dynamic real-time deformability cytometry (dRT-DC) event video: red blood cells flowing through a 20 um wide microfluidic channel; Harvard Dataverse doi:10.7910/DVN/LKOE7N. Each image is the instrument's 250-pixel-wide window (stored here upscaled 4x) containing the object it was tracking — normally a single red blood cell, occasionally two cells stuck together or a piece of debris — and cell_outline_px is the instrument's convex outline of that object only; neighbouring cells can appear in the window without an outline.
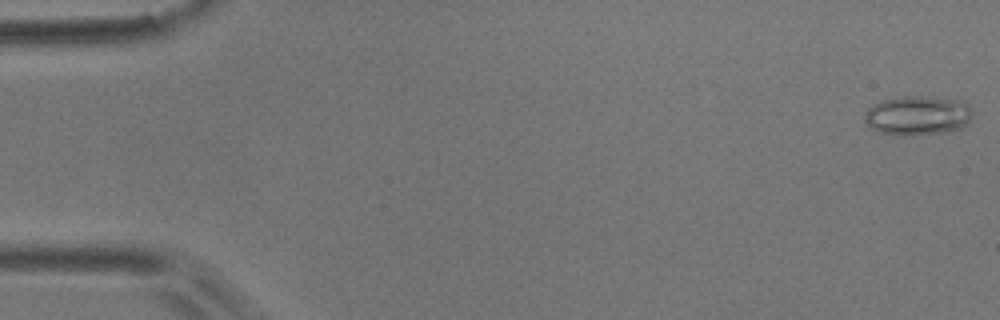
{"species": "common noctule bat (a hibernating species)", "species_latin": "Nyctalus noctula", "temperature_condition": "room temperature", "stored_images_in_passage": 10, "camera_frame_rate_fps": 3000, "um_per_image_px": 0.085, "animal": {"sex": "male", "body_mass_g": 17.9}, "frame": {"image": 1, "passage_image": 1, "time_ms": 0.0, "image_size_px": [1000, 320], "cell_outline_px": [[972, 116], [968, 124], [960, 128], [948, 132], [904, 136], [900, 136], [880, 132], [872, 128], [864, 120], [864, 112], [872, 104], [880, 100], [900, 96], [924, 96], [964, 100], [972, 108]], "centroid_in_image_um": [78.01, 9.8], "position_along_channel_um": 7.0, "area_um2": 25.32}}
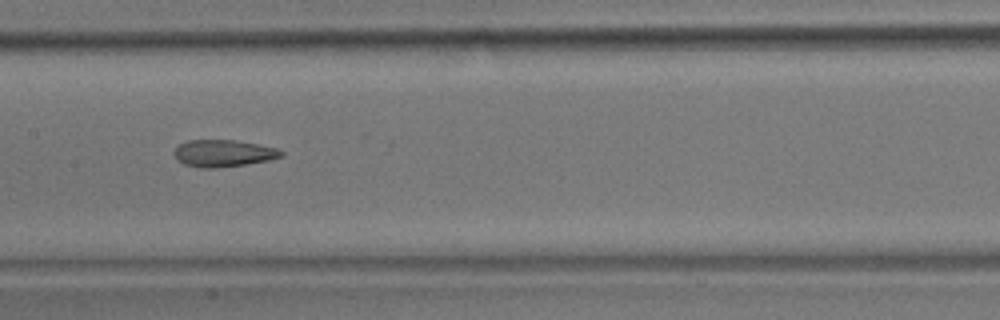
{"frame": {"image": 2, "passage_image": 9, "time_ms": 9.333, "image_size_px": [1000, 320], "cell_outline_px": [[284, 156], [268, 160], [244, 164], [212, 168], [200, 168], [184, 164], [176, 160], [172, 152], [180, 144], [188, 140], [236, 140], [276, 148], [284, 152]], "centroid_in_image_um": [18.95, 13.03], "position_along_channel_um": 188.5, "area_um2": 16.76}}